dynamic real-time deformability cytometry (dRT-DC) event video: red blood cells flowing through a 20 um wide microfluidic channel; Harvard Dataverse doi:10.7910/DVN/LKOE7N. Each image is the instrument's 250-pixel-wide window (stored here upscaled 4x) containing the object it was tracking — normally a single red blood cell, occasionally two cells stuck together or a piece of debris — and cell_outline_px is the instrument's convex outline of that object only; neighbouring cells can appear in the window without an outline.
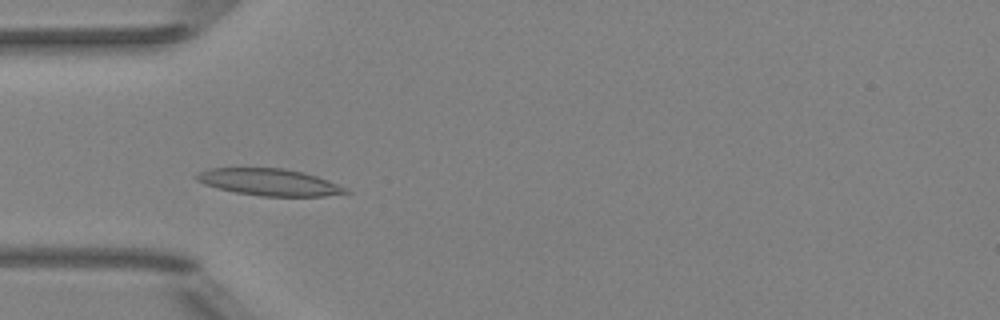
{"species": "Egyptian fruit bat (a non-hibernating species)", "species_latin": "Rousettus aegyptiacus", "temperature_condition": "room temperature", "stored_images_in_passage": 49, "camera_frame_rate_fps": 3000, "um_per_image_px": 0.085, "animal": {"sex": "female"}, "frame": {"image": 1, "passage_image": 14, "time_ms": 4.333, "image_size_px": [1000, 320], "cell_outline_px": [[352, 192], [324, 196], [260, 196], [236, 192], [216, 188], [204, 184], [196, 180], [192, 176], [196, 172], [208, 168], [284, 168], [304, 172], [328, 180], [348, 188]], "centroid_in_image_um": [22.85, 15.48], "position_along_channel_um": 62.1, "area_um2": 23.58}}
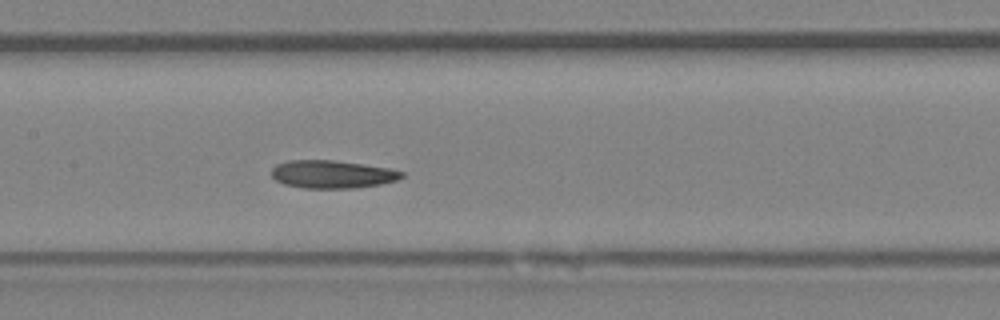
{"frame": {"image": 2, "passage_image": 23, "time_ms": 7.333, "image_size_px": [1000, 320], "cell_outline_px": [[404, 176], [396, 180], [380, 184], [352, 188], [304, 188], [284, 184], [276, 180], [272, 176], [272, 168], [276, 164], [288, 160], [332, 160], [388, 168], [404, 172]], "centroid_in_image_um": [28.21, 14.81], "position_along_channel_um": 179.2, "area_um2": 20.98}}
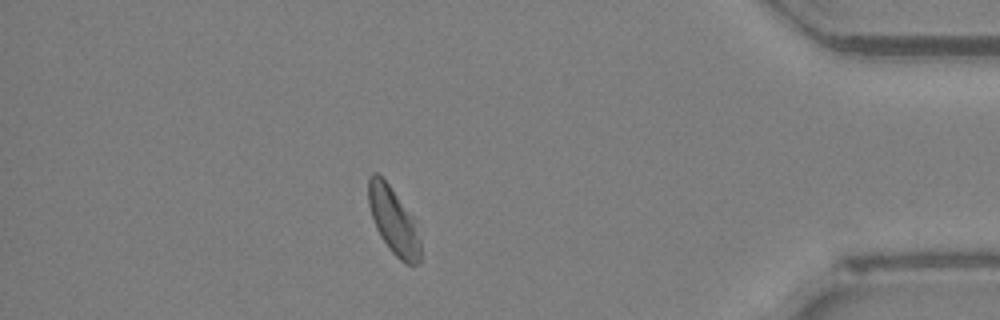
{"frame": {"image": 3, "passage_image": 43, "time_ms": 14.0, "image_size_px": [1000, 320], "cell_outline_px": [[420, 260], [416, 264], [408, 264], [400, 260], [392, 252], [380, 236], [376, 228], [368, 204], [368, 176], [372, 172], [376, 172], [388, 184], [416, 220], [420, 240]], "centroid_in_image_um": [33.45, 18.76], "position_along_channel_um": 401.8, "area_um2": 20.17}, "authors_computed_cell_mechanics": {"area_um2": 21.2126, "velocity_mm_per_s": 3.97, "shape_relaxation_time_tau1_ms": 3.5675, "shape_relaxation_time_tau2_ms": 5.2347, "deformation_change_tau1": 0.1275, "deformation_change_tau2": 0.0814}}